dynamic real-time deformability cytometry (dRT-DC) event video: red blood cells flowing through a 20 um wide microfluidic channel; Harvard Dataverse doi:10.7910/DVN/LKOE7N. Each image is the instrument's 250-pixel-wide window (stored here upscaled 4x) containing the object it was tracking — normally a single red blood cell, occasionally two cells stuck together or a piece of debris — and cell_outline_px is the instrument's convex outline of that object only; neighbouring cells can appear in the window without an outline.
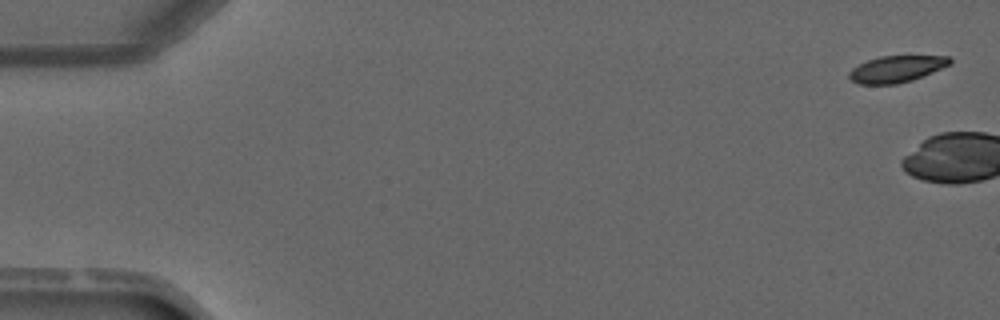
{"species": "common noctule bat (a hibernating species)", "species_latin": "Nyctalus noctula", "temperature_condition": "warm", "stored_images_in_passage": 5, "camera_frame_rate_fps": 3000, "um_per_image_px": 0.085, "animal": {"sex": "male", "forearm_length_mm": 52.5}, "frame": {"image": 1, "passage_image": 1, "time_ms": 0.0, "image_size_px": [1000, 320], "cell_outline_px": [[952, 64], [924, 76], [912, 80], [896, 84], [860, 84], [852, 80], [848, 76], [848, 72], [852, 68], [868, 60], [880, 56], [948, 56], [952, 60]], "centroid_in_image_um": [76.23, 5.86], "position_along_channel_um": 8.8, "area_um2": 15.61}}